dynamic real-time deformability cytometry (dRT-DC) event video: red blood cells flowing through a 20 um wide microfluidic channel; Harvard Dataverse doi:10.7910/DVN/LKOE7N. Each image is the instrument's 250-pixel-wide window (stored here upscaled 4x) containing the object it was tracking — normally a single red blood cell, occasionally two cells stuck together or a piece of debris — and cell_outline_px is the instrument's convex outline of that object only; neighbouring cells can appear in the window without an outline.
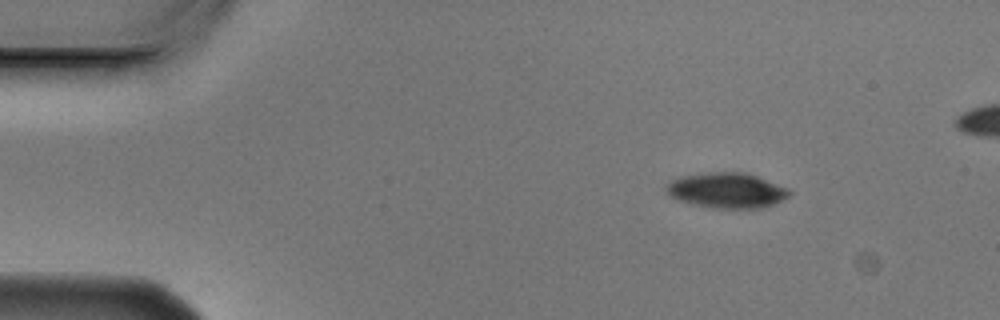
{"species": "Egyptian fruit bat (a non-hibernating species)", "species_latin": "Rousettus aegyptiacus", "temperature_condition": "cold", "stored_images_in_passage": 6, "camera_frame_rate_fps": 3000, "um_per_image_px": 0.085, "animal": {"sex": "male"}, "frame": {"image": 1, "passage_image": 1, "time_ms": 0.0, "image_size_px": [1000, 320], "cell_outline_px": [[792, 192], [788, 196], [772, 204], [760, 208], [712, 208], [680, 200], [668, 196], [664, 188], [672, 180], [680, 176], [700, 172], [744, 172], [756, 176], [788, 188]], "centroid_in_image_um": [61.73, 16.17], "position_along_channel_um": 23.3, "area_um2": 25.2}}
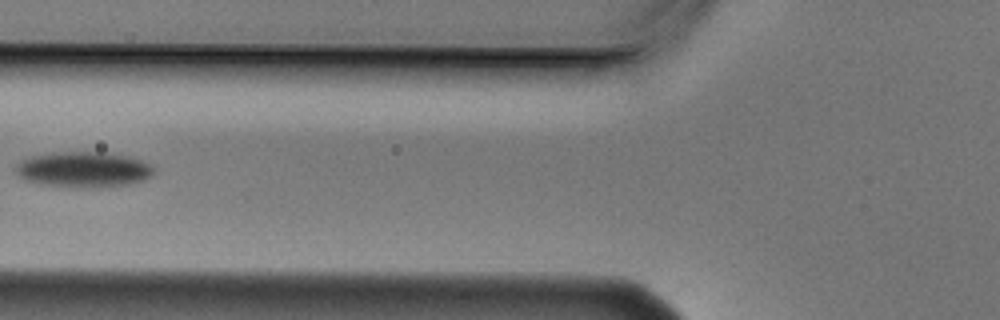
{"frame": {"image": 2, "passage_image": 5, "time_ms": 1.333, "image_size_px": [1000, 320], "cell_outline_px": [[156, 168], [152, 176], [144, 180], [132, 184], [100, 188], [80, 188], [44, 184], [24, 180], [12, 168], [20, 160], [28, 156], [52, 152], [112, 152], [132, 156], [152, 164]], "centroid_in_image_um": [7.14, 14.4], "position_along_channel_um": 118.7, "area_um2": 29.59}}
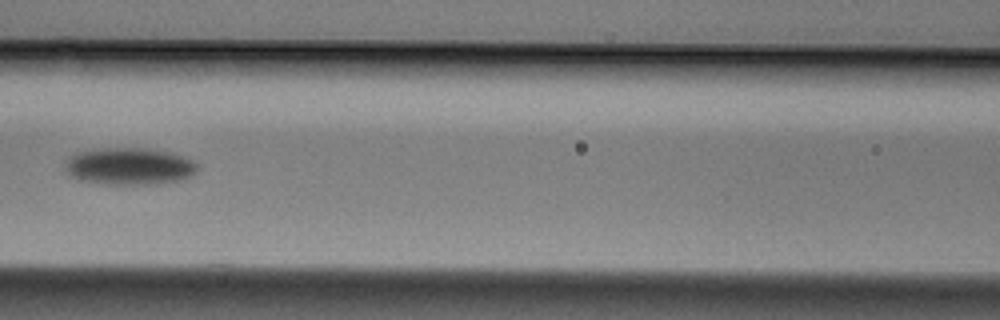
{"frame": {"image": 3, "passage_image": 6, "time_ms": 1.667, "image_size_px": [1000, 320], "cell_outline_px": [[200, 168], [196, 172], [180, 180], [156, 184], [108, 184], [80, 180], [72, 176], [64, 168], [64, 160], [68, 156], [76, 152], [104, 148], [148, 148], [172, 152], [192, 160]], "centroid_in_image_um": [10.97, 14.12], "position_along_channel_um": 155.6, "area_um2": 28.78}}